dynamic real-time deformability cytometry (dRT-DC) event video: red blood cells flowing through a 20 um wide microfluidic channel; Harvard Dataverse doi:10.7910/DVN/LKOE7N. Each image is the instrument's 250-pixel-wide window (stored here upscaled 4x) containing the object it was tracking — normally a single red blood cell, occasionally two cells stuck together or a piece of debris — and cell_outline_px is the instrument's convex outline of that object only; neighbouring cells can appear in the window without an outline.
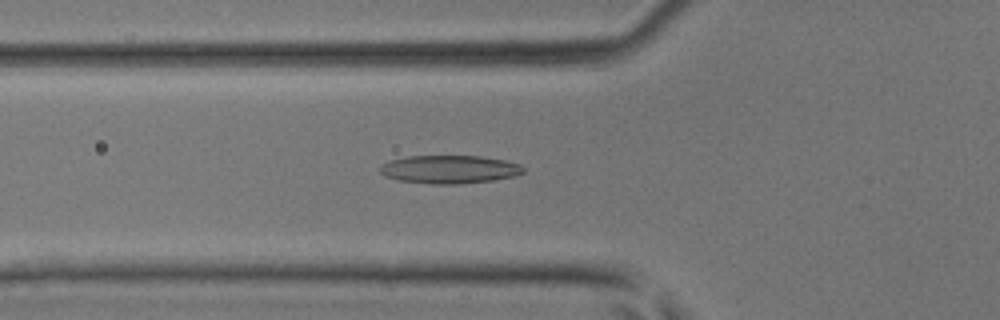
{"species": "common noctule bat (a hibernating species)", "species_latin": "Nyctalus noctula", "temperature_condition": "room temperature", "stored_images_in_passage": 29, "camera_frame_rate_fps": 3000, "um_per_image_px": 0.085, "animal": {"sex": "male", "body_mass_g": 17.9, "forearm_length_mm": 54.2}, "frame": {"image": 1, "passage_image": 5, "time_ms": 1.333, "image_size_px": [1000, 320], "cell_outline_px": [[524, 172], [512, 176], [492, 180], [456, 184], [432, 184], [400, 180], [384, 176], [380, 172], [380, 164], [392, 160], [408, 156], [480, 156], [504, 160], [520, 164], [524, 168]], "centroid_in_image_um": [38.18, 14.39], "position_along_channel_um": 87.6, "area_um2": 23.35}}
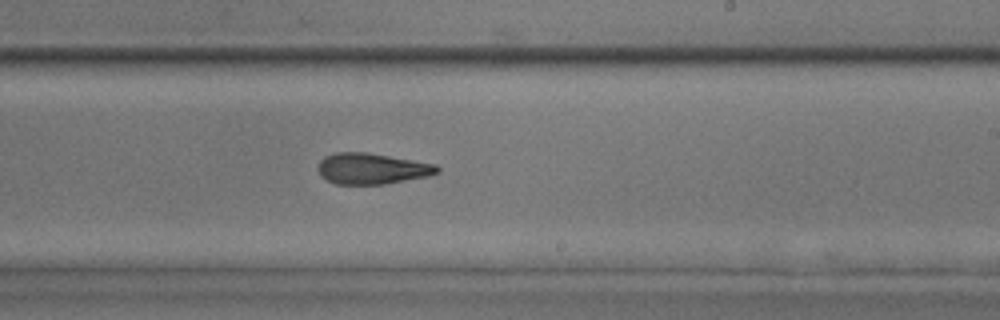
{"frame": {"image": 2, "passage_image": 16, "time_ms": 5.0, "image_size_px": [1000, 320], "cell_outline_px": [[440, 172], [428, 176], [384, 184], [336, 184], [320, 176], [316, 168], [320, 160], [324, 156], [336, 152], [368, 152], [436, 164], [440, 168]], "centroid_in_image_um": [31.59, 14.32], "position_along_channel_um": 257.4, "area_um2": 21.68}}
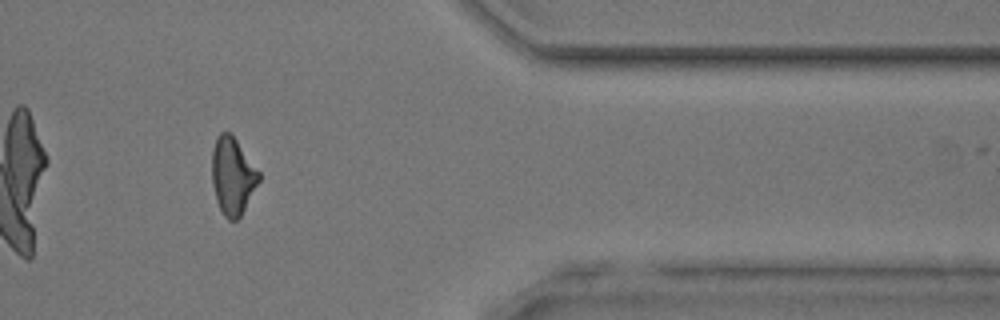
{"frame": {"image": 3, "passage_image": 26, "time_ms": 8.333, "image_size_px": [1000, 320], "cell_outline_px": [[260, 180], [240, 216], [236, 220], [228, 220], [224, 216], [216, 200], [212, 184], [212, 148], [216, 136], [220, 132], [228, 132], [236, 140], [260, 172]], "centroid_in_image_um": [19.75, 14.95], "position_along_channel_um": 391.6, "area_um2": 20.98}}